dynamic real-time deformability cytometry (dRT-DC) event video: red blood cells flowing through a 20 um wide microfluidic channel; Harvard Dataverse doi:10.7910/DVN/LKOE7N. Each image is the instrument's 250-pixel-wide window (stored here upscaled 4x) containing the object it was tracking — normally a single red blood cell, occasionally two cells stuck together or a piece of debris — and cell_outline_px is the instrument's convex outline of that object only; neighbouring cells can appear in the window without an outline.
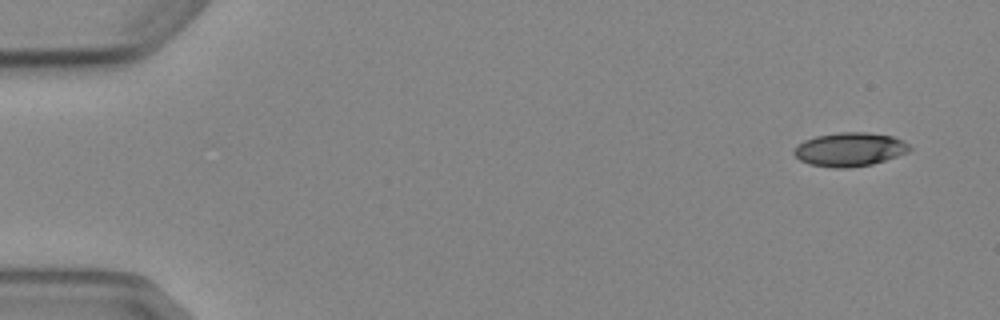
{"species": "Egyptian fruit bat (a non-hibernating species)", "species_latin": "Rousettus aegyptiacus", "temperature_condition": "cold", "stored_images_in_passage": 7, "camera_frame_rate_fps": 3000, "um_per_image_px": 0.085, "animal": {"sex": "female"}, "frame": {"image": 1, "passage_image": 1, "time_ms": 0.0, "image_size_px": [1000, 320], "cell_outline_px": [[912, 148], [908, 152], [872, 164], [848, 168], [832, 168], [808, 164], [800, 160], [792, 152], [804, 140], [816, 136], [840, 132], [868, 132], [892, 136], [904, 140]], "centroid_in_image_um": [72.23, 12.7], "position_along_channel_um": 12.8, "area_um2": 22.72}}
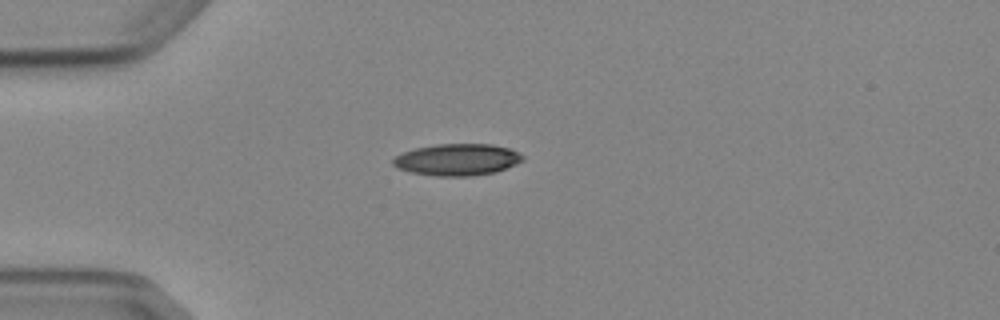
{"frame": {"image": 2, "passage_image": 4, "time_ms": 3.667, "image_size_px": [1000, 320], "cell_outline_px": [[524, 160], [516, 164], [496, 172], [472, 176], [436, 176], [412, 172], [400, 168], [392, 164], [392, 160], [396, 156], [404, 152], [416, 148], [436, 144], [492, 144], [508, 148], [524, 156]], "centroid_in_image_um": [38.89, 13.57], "position_along_channel_um": 46.1, "area_um2": 23.81}}
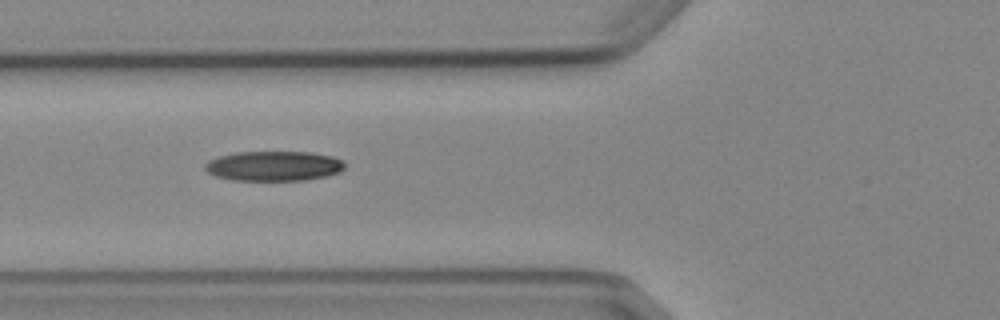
{"frame": {"image": 3, "passage_image": 6, "time_ms": 5.667, "image_size_px": [1000, 320], "cell_outline_px": [[344, 168], [340, 172], [328, 176], [304, 180], [232, 180], [216, 176], [208, 172], [204, 168], [204, 164], [208, 160], [220, 156], [236, 152], [312, 152], [332, 156], [344, 160]], "centroid_in_image_um": [23.29, 14.11], "position_along_channel_um": 102.5, "area_um2": 24.45}}